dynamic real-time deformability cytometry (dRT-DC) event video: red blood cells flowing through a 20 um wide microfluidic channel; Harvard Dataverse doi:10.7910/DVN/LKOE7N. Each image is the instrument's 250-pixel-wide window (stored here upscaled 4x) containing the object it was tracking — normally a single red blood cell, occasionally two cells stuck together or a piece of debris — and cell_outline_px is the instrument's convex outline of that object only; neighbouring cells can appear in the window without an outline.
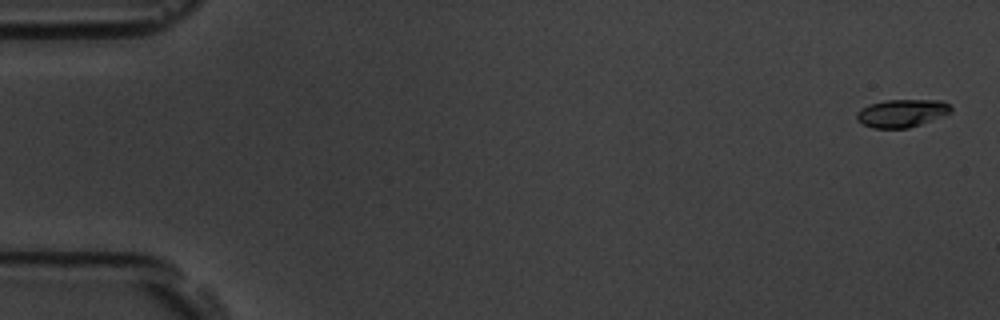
{"species": "common noctule bat (a hibernating species)", "species_latin": "Nyctalus noctula", "temperature_condition": "room temperature", "stored_images_in_passage": 56, "camera_frame_rate_fps": 3000, "um_per_image_px": 0.085, "animal": {"sex": "male", "body_mass_g": 19.5, "forearm_length_mm": 54.6}, "frame": {"image": 1, "passage_image": 2, "time_ms": 0.333, "image_size_px": [1000, 320], "cell_outline_px": [[952, 112], [944, 116], [908, 128], [872, 128], [856, 120], [856, 112], [860, 108], [884, 100], [940, 100], [948, 104], [952, 108]], "centroid_in_image_um": [76.65, 9.62], "position_along_channel_um": 8.3, "area_um2": 15.32}}
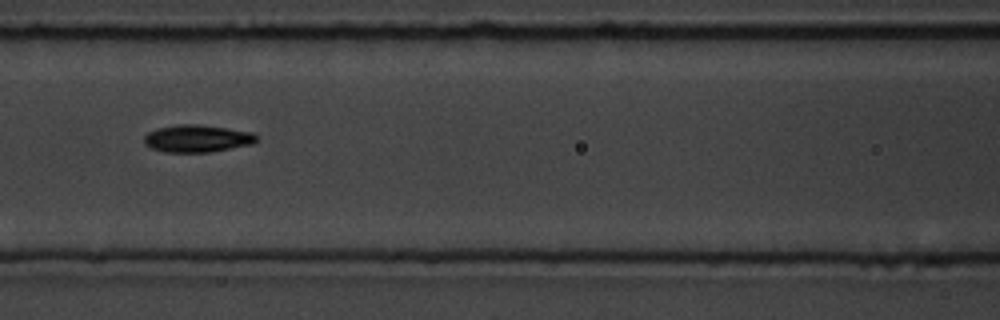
{"frame": {"image": 2, "passage_image": 25, "time_ms": 8.0, "image_size_px": [1000, 320], "cell_outline_px": [[256, 140], [252, 144], [208, 152], [164, 152], [152, 148], [144, 144], [144, 136], [148, 132], [156, 128], [176, 124], [200, 124], [252, 132], [256, 136]], "centroid_in_image_um": [16.71, 11.76], "position_along_channel_um": 149.9, "area_um2": 17.86}}
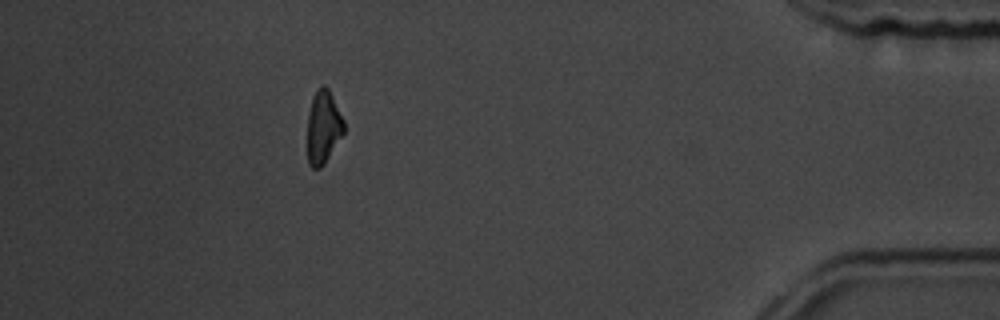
{"frame": {"image": 3, "passage_image": 50, "time_ms": 16.333, "image_size_px": [1000, 320], "cell_outline_px": [[344, 132], [324, 164], [320, 168], [312, 168], [308, 164], [308, 112], [312, 96], [316, 88], [320, 84], [324, 84], [328, 88], [344, 120]], "centroid_in_image_um": [27.46, 10.76], "position_along_channel_um": 407.7, "area_um2": 15.61}, "authors_computed_cell_mechanics": {"area_um2": 16.184, "velocity_mm_per_s": 3.7278, "shape_relaxation_time_tau1_ms": 2.8988, "shape_relaxation_time_tau2_ms": null, "deformation_change_tau1": 0.1158, "deformation_change_tau2": null}}